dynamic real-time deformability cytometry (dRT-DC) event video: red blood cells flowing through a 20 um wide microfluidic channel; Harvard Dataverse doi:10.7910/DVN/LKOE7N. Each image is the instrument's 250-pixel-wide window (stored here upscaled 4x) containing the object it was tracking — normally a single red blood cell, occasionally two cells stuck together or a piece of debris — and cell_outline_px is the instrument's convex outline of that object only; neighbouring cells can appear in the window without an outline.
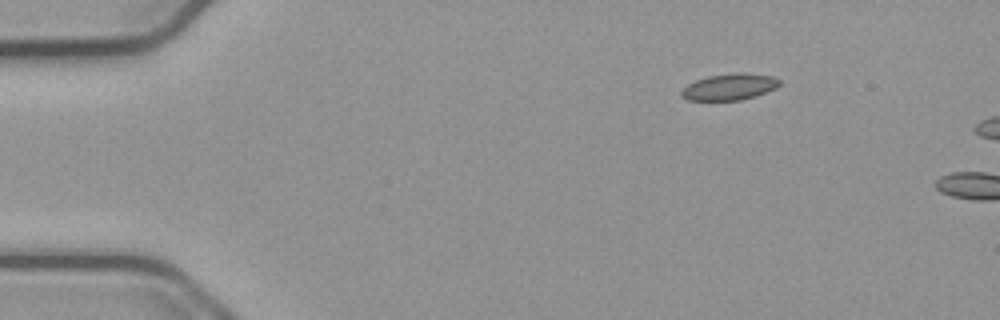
{"species": "common noctule bat (a hibernating species)", "species_latin": "Nyctalus noctula", "temperature_condition": "cold", "stored_images_in_passage": 4, "camera_frame_rate_fps": 3000, "um_per_image_px": 0.085, "animal": {"sex": "male", "body_mass_g": 23.1, "forearm_length_mm": 52.7}, "frame": {"image": 1, "passage_image": 1, "time_ms": 0.0, "image_size_px": [1000, 320], "cell_outline_px": [[780, 84], [776, 88], [756, 96], [740, 100], [688, 100], [680, 96], [680, 92], [688, 84], [696, 80], [708, 76], [732, 72], [744, 72], [772, 76], [780, 80]], "centroid_in_image_um": [62.01, 7.37], "position_along_channel_um": 23.0, "area_um2": 15.2}}